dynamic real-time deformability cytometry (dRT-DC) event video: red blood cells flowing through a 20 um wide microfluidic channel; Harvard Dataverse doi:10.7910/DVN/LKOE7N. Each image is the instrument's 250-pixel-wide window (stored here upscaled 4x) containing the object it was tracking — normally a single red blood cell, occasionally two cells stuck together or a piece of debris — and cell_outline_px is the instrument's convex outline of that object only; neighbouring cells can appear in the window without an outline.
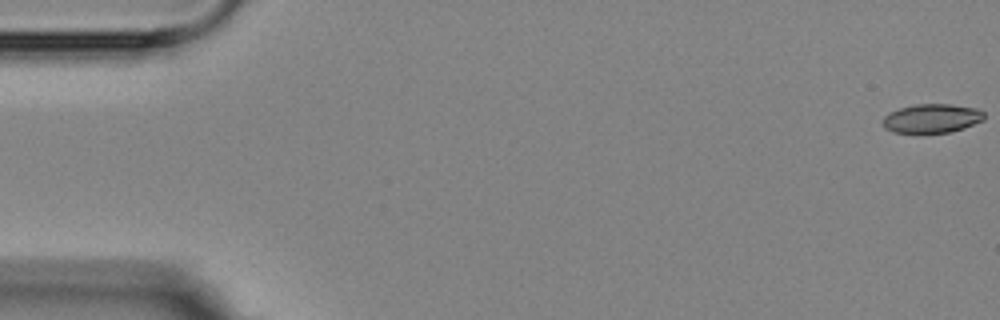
{"species": "Egyptian fruit bat (a non-hibernating species)", "species_latin": "Rousettus aegyptiacus", "temperature_condition": "room temperature", "stored_images_in_passage": 9, "camera_frame_rate_fps": 3000, "um_per_image_px": 0.085, "animal": {"sex": "female"}, "frame": {"image": 1, "passage_image": 1, "time_ms": 0.0, "image_size_px": [1000, 320], "cell_outline_px": [[984, 120], [964, 128], [952, 132], [892, 132], [884, 128], [884, 116], [900, 108], [916, 104], [948, 104], [976, 108], [984, 112]], "centroid_in_image_um": [79.24, 10.06], "position_along_channel_um": 5.8, "area_um2": 16.88}}
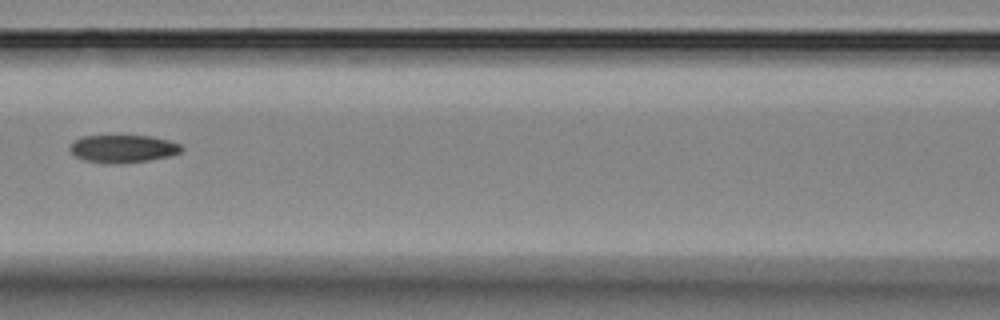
{"frame": {"image": 2, "passage_image": 7, "time_ms": 8.0, "image_size_px": [1000, 320], "cell_outline_px": [[184, 148], [180, 152], [168, 156], [148, 160], [116, 164], [112, 164], [84, 160], [76, 156], [68, 148], [76, 140], [84, 136], [152, 136], [168, 140], [180, 144]], "centroid_in_image_um": [10.47, 12.64], "position_along_channel_um": 156.1, "area_um2": 17.8}}
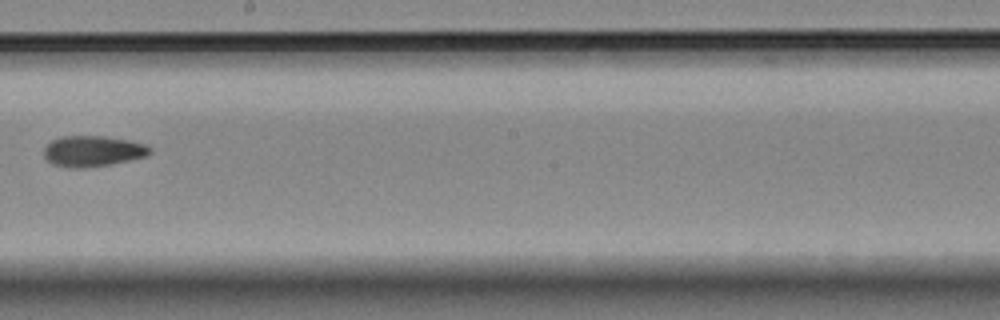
{"frame": {"image": 3, "passage_image": 9, "time_ms": 10.333, "image_size_px": [1000, 320], "cell_outline_px": [[152, 152], [148, 156], [112, 164], [80, 168], [72, 168], [52, 164], [44, 156], [44, 148], [52, 140], [60, 136], [104, 136], [128, 140], [148, 144], [152, 148]], "centroid_in_image_um": [7.93, 12.84], "position_along_channel_um": 240.3, "area_um2": 19.19}}